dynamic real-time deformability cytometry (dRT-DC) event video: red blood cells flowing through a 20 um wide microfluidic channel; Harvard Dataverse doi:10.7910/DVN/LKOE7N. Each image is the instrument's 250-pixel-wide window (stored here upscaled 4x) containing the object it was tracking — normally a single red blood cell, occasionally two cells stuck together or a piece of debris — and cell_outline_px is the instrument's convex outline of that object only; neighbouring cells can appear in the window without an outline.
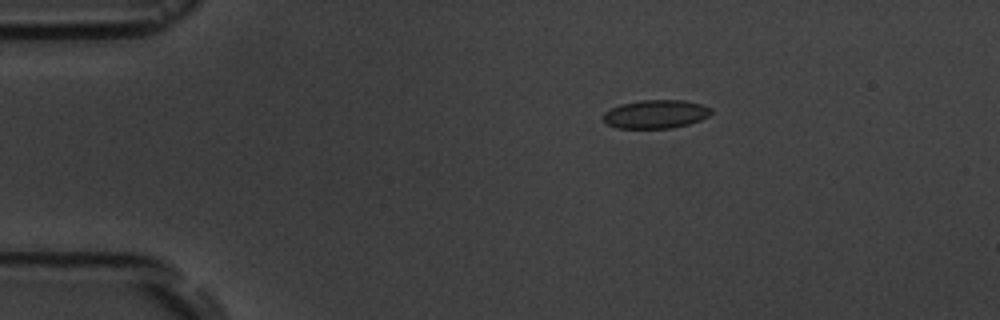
{"species": "common noctule bat (a hibernating species)", "species_latin": "Nyctalus noctula", "temperature_condition": "room temperature", "stored_images_in_passage": 10, "camera_frame_rate_fps": 3000, "um_per_image_px": 0.085, "animal": {"sex": "male", "body_mass_g": 19.5, "forearm_length_mm": 54.6}, "frame": {"image": 1, "passage_image": 4, "time_ms": 3.333, "image_size_px": [1000, 320], "cell_outline_px": [[712, 112], [708, 116], [700, 120], [688, 124], [672, 128], [616, 128], [608, 124], [604, 120], [604, 112], [620, 104], [644, 100], [680, 100], [700, 104], [712, 108]], "centroid_in_image_um": [55.74, 9.7], "position_along_channel_um": 29.3, "area_um2": 17.74}}
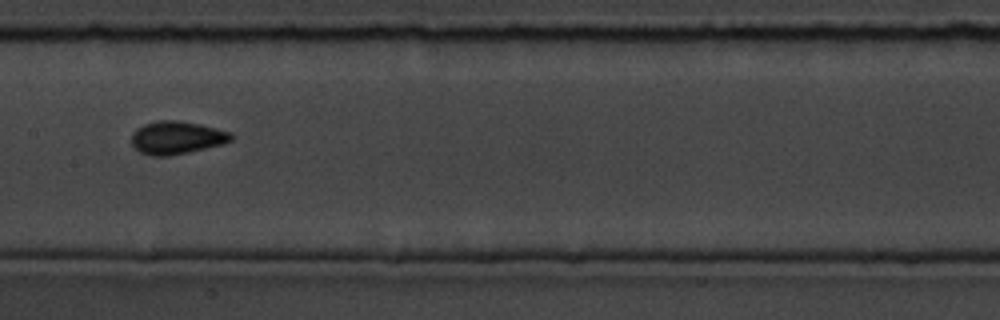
{"frame": {"image": 2, "passage_image": 9, "time_ms": 9.333, "image_size_px": [1000, 320], "cell_outline_px": [[236, 136], [232, 140], [224, 144], [188, 152], [168, 156], [152, 156], [140, 152], [132, 144], [132, 132], [136, 128], [144, 124], [156, 120], [180, 120], [200, 124], [232, 132]], "centroid_in_image_um": [15.05, 11.69], "position_along_channel_um": 192.4, "area_um2": 19.36}}
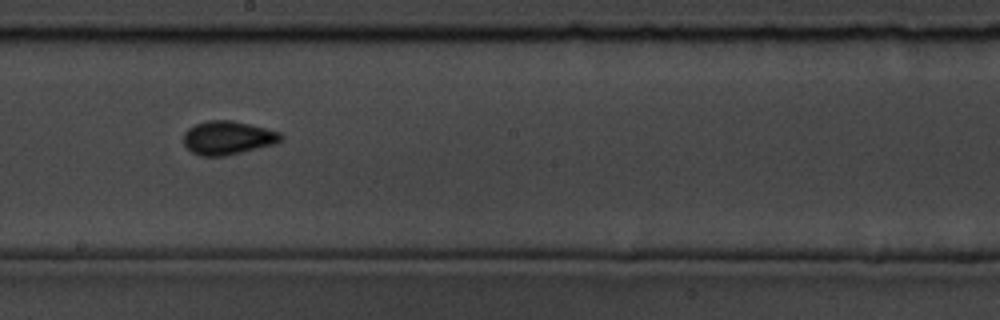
{"frame": {"image": 3, "passage_image": 10, "time_ms": 10.333, "image_size_px": [1000, 320], "cell_outline_px": [[284, 140], [276, 144], [224, 156], [200, 156], [192, 152], [184, 144], [184, 132], [188, 128], [196, 124], [208, 120], [232, 120], [280, 132], [284, 136]], "centroid_in_image_um": [19.38, 11.72], "position_along_channel_um": 228.8, "area_um2": 19.07}}